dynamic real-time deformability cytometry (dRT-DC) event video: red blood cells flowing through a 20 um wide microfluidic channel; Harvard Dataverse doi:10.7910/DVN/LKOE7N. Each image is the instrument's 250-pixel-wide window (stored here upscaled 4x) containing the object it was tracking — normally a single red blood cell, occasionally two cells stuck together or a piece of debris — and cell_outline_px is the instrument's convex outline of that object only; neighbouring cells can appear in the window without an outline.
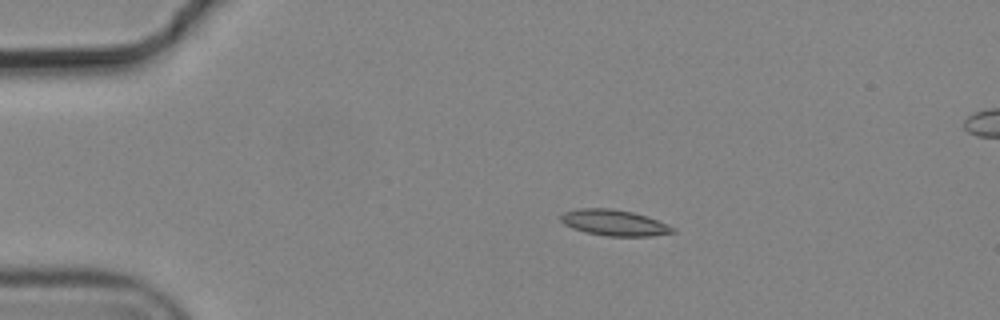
{"species": "common noctule bat (a hibernating species)", "species_latin": "Nyctalus noctula", "temperature_condition": "cold", "stored_images_in_passage": 8, "camera_frame_rate_fps": 3000, "um_per_image_px": 0.085, "animal": {"sex": "male", "body_mass_g": 19.2, "forearm_length_mm": 51.8}, "frame": {"image": 1, "passage_image": 3, "time_ms": 0.667, "image_size_px": [1000, 320], "cell_outline_px": [[676, 232], [652, 236], [608, 236], [588, 232], [572, 228], [564, 224], [560, 220], [560, 216], [564, 212], [580, 208], [612, 208], [632, 212], [648, 216], [668, 224], [676, 228]], "centroid_in_image_um": [52.25, 18.93], "position_along_channel_um": 32.8, "area_um2": 16.99}}
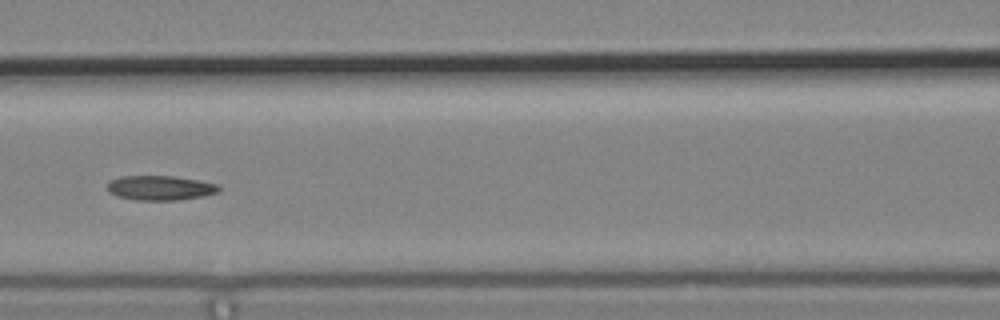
{"frame": {"image": 2, "passage_image": 7, "time_ms": 2.0, "image_size_px": [1000, 320], "cell_outline_px": [[220, 192], [204, 196], [176, 200], [136, 200], [116, 196], [108, 192], [108, 184], [112, 180], [120, 176], [176, 176], [200, 180], [216, 184], [220, 188]], "centroid_in_image_um": [13.64, 15.97], "position_along_channel_um": 153.0, "area_um2": 16.07}}
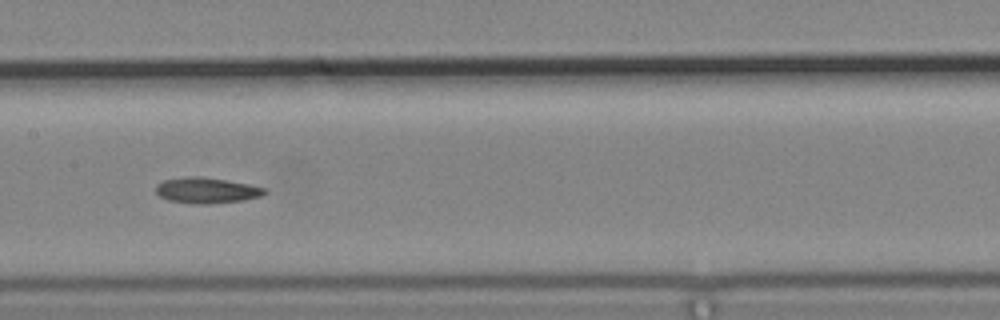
{"frame": {"image": 3, "passage_image": 8, "time_ms": 2.333, "image_size_px": [1000, 320], "cell_outline_px": [[268, 192], [260, 196], [240, 200], [204, 204], [200, 204], [168, 200], [160, 196], [156, 192], [156, 184], [164, 180], [188, 176], [200, 176], [248, 184], [264, 188]], "centroid_in_image_um": [17.52, 16.17], "position_along_channel_um": 189.9, "area_um2": 15.95}}